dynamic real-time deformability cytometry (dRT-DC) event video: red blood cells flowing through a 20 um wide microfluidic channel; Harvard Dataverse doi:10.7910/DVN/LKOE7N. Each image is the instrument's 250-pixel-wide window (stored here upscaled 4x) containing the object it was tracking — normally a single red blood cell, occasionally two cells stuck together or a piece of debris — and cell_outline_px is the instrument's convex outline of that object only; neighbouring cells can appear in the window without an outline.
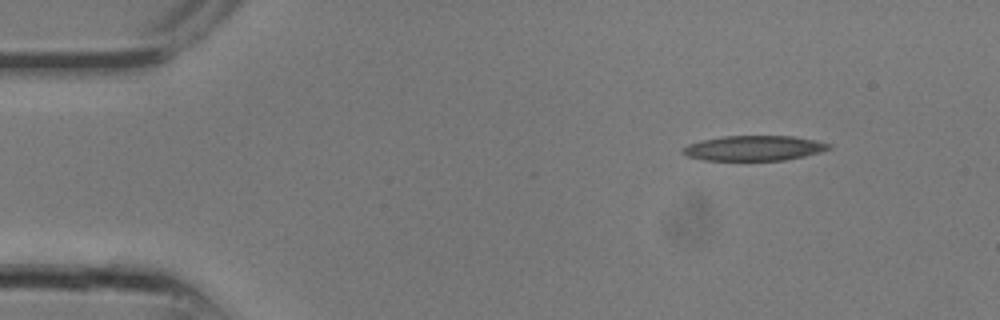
{"species": "common noctule bat (a hibernating species)", "species_latin": "Nyctalus noctula", "temperature_condition": "room temperature", "stored_images_in_passage": 7, "camera_frame_rate_fps": 3000, "um_per_image_px": 0.085, "animal": {"sex": "male", "body_mass_g": 13.3}, "frame": {"image": 1, "passage_image": 1, "time_ms": 0.0, "image_size_px": [1000, 320], "cell_outline_px": [[832, 148], [820, 152], [804, 156], [784, 160], [704, 160], [688, 156], [680, 152], [680, 148], [688, 144], [700, 140], [724, 136], [792, 136], [816, 140], [832, 144]], "centroid_in_image_um": [64.07, 12.59], "position_along_channel_um": 20.9, "area_um2": 21.44}}
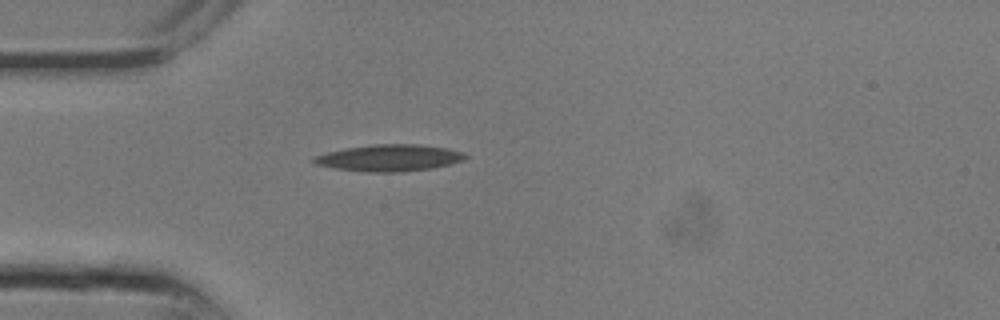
{"frame": {"image": 2, "passage_image": 5, "time_ms": 1.333, "image_size_px": [1000, 320], "cell_outline_px": [[468, 156], [464, 160], [432, 168], [400, 172], [368, 172], [336, 168], [316, 164], [312, 160], [316, 156], [328, 152], [344, 148], [376, 144], [420, 144], [448, 148], [464, 152]], "centroid_in_image_um": [33.14, 13.41], "position_along_channel_um": 51.9, "area_um2": 23.41}}
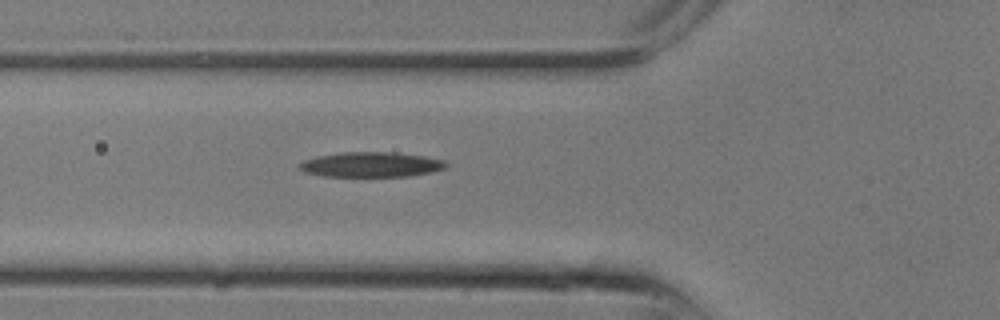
{"frame": {"image": 3, "passage_image": 7, "time_ms": 2.0, "image_size_px": [1000, 320], "cell_outline_px": [[448, 168], [432, 172], [408, 176], [320, 176], [304, 172], [296, 168], [296, 164], [304, 160], [316, 156], [344, 152], [392, 152], [424, 156], [444, 160], [448, 164]], "centroid_in_image_um": [31.51, 13.99], "position_along_channel_um": 94.3, "area_um2": 21.62}}